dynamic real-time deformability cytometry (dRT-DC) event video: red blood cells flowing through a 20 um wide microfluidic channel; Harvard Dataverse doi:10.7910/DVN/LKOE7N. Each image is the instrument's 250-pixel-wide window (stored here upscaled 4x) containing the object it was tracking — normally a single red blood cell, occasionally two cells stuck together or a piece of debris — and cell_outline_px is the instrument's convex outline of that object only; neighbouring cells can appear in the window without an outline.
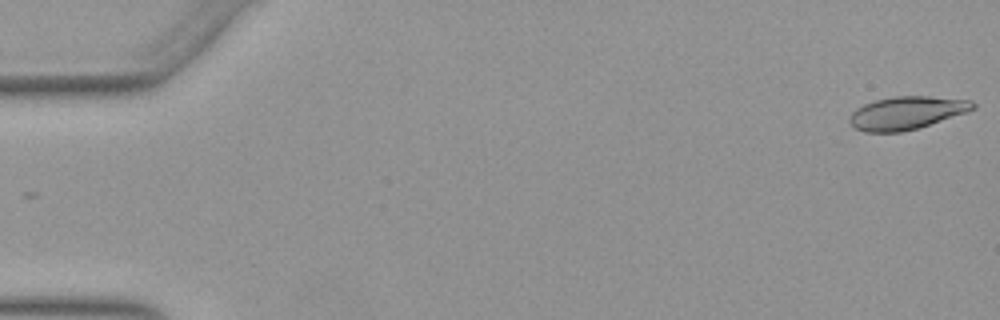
{"species": "Egyptian fruit bat (a non-hibernating species)", "species_latin": "Rousettus aegyptiacus", "temperature_condition": "warm", "stored_images_in_passage": 21, "camera_frame_rate_fps": 3000, "um_per_image_px": 0.085, "animal": {"sex": "female"}, "frame": {"image": 1, "passage_image": 1, "time_ms": 0.0, "image_size_px": [1000, 320], "cell_outline_px": [[976, 108], [968, 112], [916, 128], [900, 132], [864, 132], [856, 128], [848, 120], [848, 116], [856, 108], [864, 104], [876, 100], [896, 96], [928, 96], [972, 100], [976, 104]], "centroid_in_image_um": [77.07, 9.59], "position_along_channel_um": 7.9, "area_um2": 23.58}}
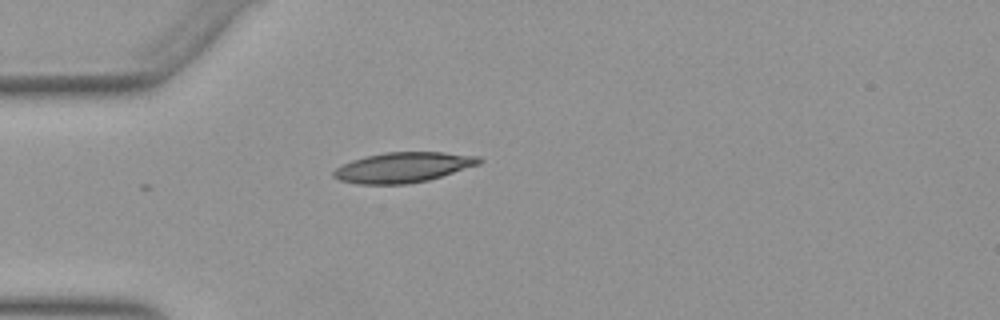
{"frame": {"image": 2, "passage_image": 15, "time_ms": 4.667, "image_size_px": [1000, 320], "cell_outline_px": [[484, 160], [480, 164], [428, 180], [408, 184], [356, 184], [340, 180], [332, 176], [332, 172], [336, 168], [352, 160], [384, 152], [444, 152], [480, 156]], "centroid_in_image_um": [34.29, 14.22], "position_along_channel_um": 50.7, "area_um2": 25.61}}
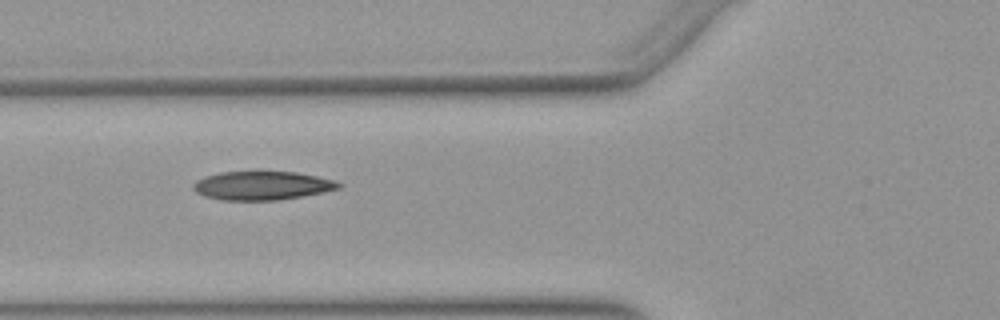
{"frame": {"image": 3, "passage_image": 20, "time_ms": 6.333, "image_size_px": [1000, 320], "cell_outline_px": [[344, 184], [340, 188], [324, 192], [304, 196], [276, 200], [220, 200], [204, 196], [196, 192], [192, 188], [192, 184], [196, 180], [204, 176], [220, 172], [256, 168], [296, 172], [336, 180]], "centroid_in_image_um": [22.26, 15.72], "position_along_channel_um": 103.5, "area_um2": 25.55}}